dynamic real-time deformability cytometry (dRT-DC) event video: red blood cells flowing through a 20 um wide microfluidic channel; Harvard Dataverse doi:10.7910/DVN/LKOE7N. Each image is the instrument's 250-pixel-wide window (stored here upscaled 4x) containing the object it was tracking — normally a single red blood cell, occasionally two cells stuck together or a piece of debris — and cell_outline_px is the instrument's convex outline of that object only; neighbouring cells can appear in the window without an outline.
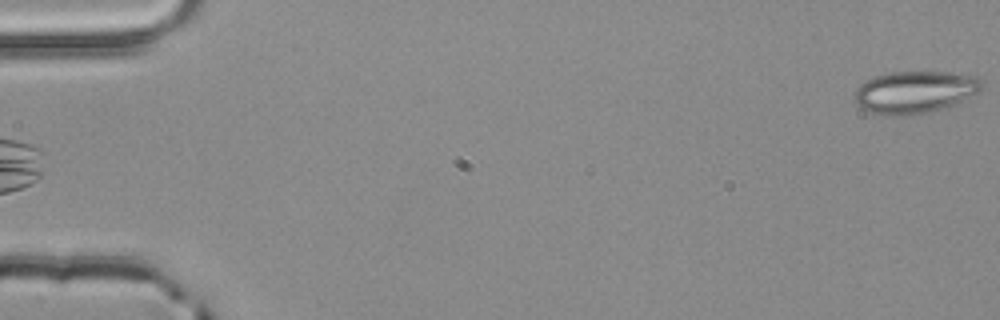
{"species": "common noctule bat (a hibernating species)", "species_latin": "Nyctalus noctula", "temperature_condition": "room temperature", "stored_images_in_passage": 4, "camera_frame_rate_fps": 3000, "um_per_image_px": 0.085, "animal": {"sex": "male", "body_mass_g": 20.4}, "frame": {"image": 1, "passage_image": 4, "time_ms": 1.0, "image_size_px": [1000, 320], "cell_outline_px": [[984, 84], [976, 92], [952, 104], [940, 108], [924, 112], [904, 116], [896, 116], [872, 112], [860, 108], [852, 100], [856, 88], [860, 84], [876, 76], [892, 72], [952, 72], [976, 76]], "centroid_in_image_um": [77.69, 7.81], "position_along_channel_um": 7.3, "area_um2": 30.81}}